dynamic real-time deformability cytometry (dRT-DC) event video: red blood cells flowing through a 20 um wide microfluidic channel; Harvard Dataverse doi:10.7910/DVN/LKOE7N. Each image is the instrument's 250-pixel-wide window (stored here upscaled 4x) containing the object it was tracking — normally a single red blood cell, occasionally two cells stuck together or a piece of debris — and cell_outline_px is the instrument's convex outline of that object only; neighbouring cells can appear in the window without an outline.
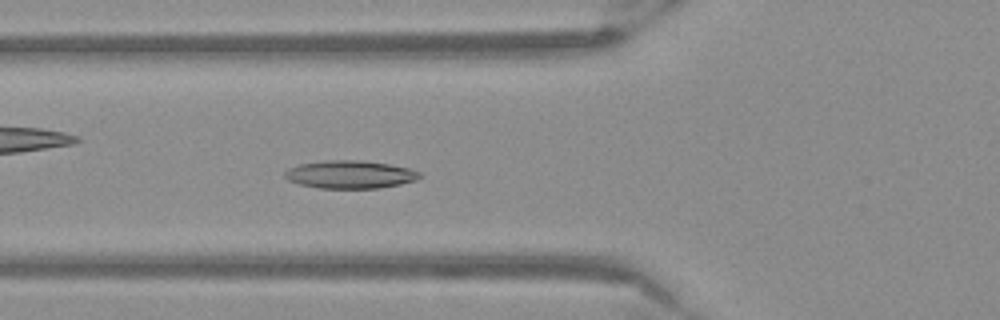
{"species": "Egyptian fruit bat (a non-hibernating species)", "species_latin": "Rousettus aegyptiacus", "temperature_condition": "warm", "stored_images_in_passage": 53, "camera_frame_rate_fps": 3000, "um_per_image_px": 0.085, "frame": {"image": 1, "passage_image": 20, "time_ms": 6.333, "image_size_px": [1000, 320], "cell_outline_px": [[424, 176], [416, 180], [400, 184], [380, 188], [320, 188], [300, 184], [288, 180], [284, 176], [284, 172], [288, 168], [300, 164], [328, 160], [360, 160], [388, 164], [408, 168], [420, 172]], "centroid_in_image_um": [29.77, 14.83], "position_along_channel_um": 96.0, "area_um2": 21.91}}
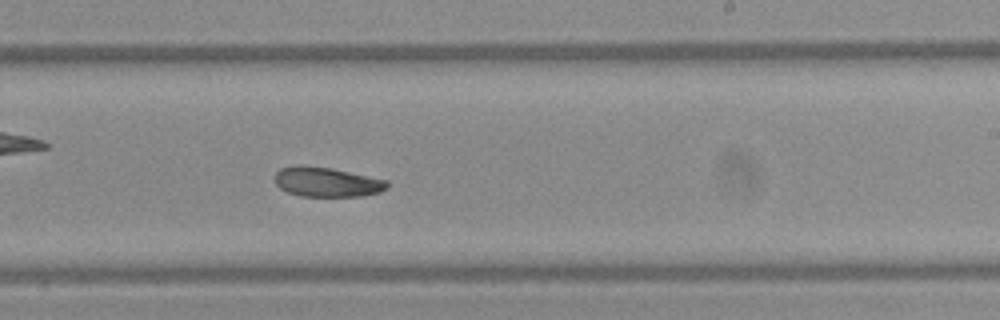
{"frame": {"image": 2, "passage_image": 33, "time_ms": 10.667, "image_size_px": [1000, 320], "cell_outline_px": [[388, 188], [380, 192], [360, 196], [300, 196], [288, 192], [280, 188], [276, 184], [276, 172], [280, 168], [332, 168], [388, 180]], "centroid_in_image_um": [27.86, 15.51], "position_along_channel_um": 261.1, "area_um2": 18.73}}
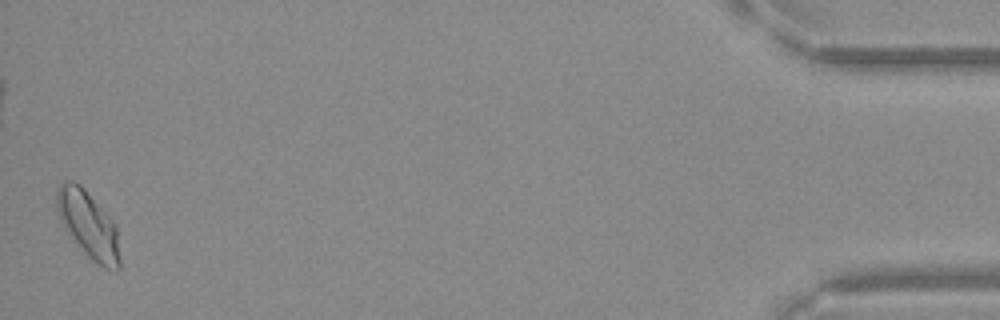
{"frame": {"image": 3, "passage_image": 53, "time_ms": 17.333, "image_size_px": [1000, 320], "cell_outline_px": [[120, 268], [116, 272], [104, 268], [96, 264], [88, 256], [68, 232], [60, 220], [56, 208], [56, 188], [64, 180], [72, 180], [80, 184], [84, 188], [116, 224], [120, 260]], "centroid_in_image_um": [7.51, 19.09], "position_along_channel_um": 427.7, "area_um2": 24.57}}